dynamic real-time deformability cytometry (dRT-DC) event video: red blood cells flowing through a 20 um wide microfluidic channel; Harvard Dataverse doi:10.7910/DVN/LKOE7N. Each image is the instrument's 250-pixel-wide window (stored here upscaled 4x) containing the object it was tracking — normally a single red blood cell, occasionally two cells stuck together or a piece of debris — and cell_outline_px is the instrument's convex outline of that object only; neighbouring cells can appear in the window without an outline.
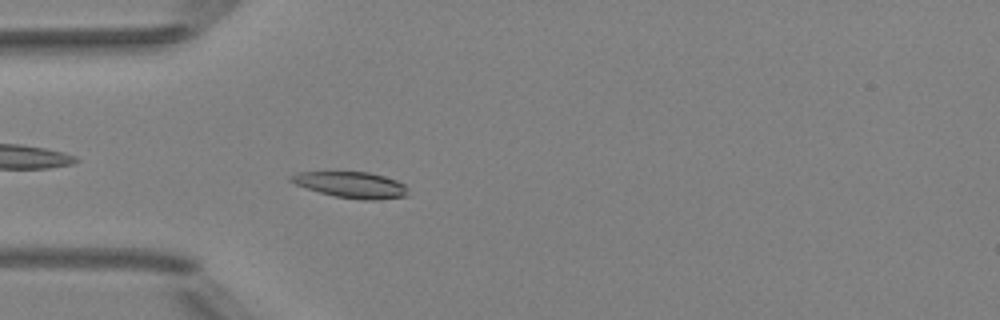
{"species": "Egyptian fruit bat (a non-hibernating species)", "species_latin": "Rousettus aegyptiacus", "temperature_condition": "room temperature", "stored_images_in_passage": 3, "camera_frame_rate_fps": 3000, "um_per_image_px": 0.085, "animal": {"sex": "female"}, "frame": {"image": 1, "passage_image": 3, "time_ms": 2.0, "image_size_px": [1000, 320], "cell_outline_px": [[408, 196], [376, 200], [364, 200], [336, 196], [320, 192], [296, 184], [288, 180], [288, 176], [296, 172], [368, 172], [384, 176], [396, 180], [404, 184]], "centroid_in_image_um": [29.84, 15.7], "position_along_channel_um": 55.2, "area_um2": 17.63}}